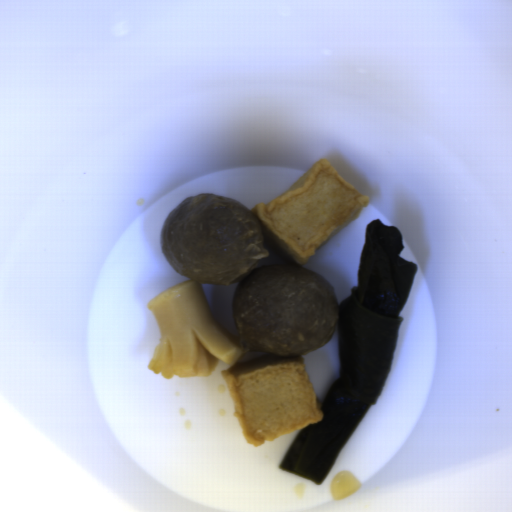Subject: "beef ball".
<instances>
[{
	"label": "beef ball",
	"mask_w": 512,
	"mask_h": 512,
	"mask_svg": "<svg viewBox=\"0 0 512 512\" xmlns=\"http://www.w3.org/2000/svg\"><path fill=\"white\" fill-rule=\"evenodd\" d=\"M168 265L192 282L238 284L233 321L249 351L307 355L334 335L341 305L331 282L302 265L259 266L269 256L258 217L220 194L198 193L167 214L158 233Z\"/></svg>",
	"instance_id": "1"
}]
</instances>
